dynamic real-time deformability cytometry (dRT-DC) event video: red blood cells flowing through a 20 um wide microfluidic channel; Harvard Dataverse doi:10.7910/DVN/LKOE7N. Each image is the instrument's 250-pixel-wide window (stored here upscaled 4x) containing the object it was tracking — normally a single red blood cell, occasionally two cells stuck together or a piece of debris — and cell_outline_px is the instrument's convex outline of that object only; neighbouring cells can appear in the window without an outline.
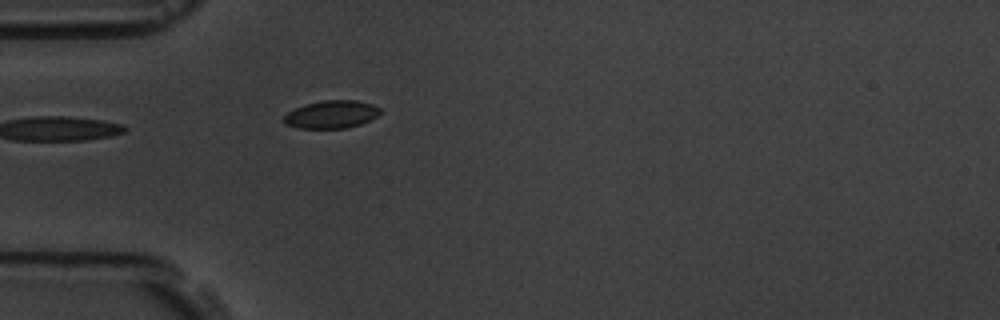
{"species": "common noctule bat (a hibernating species)", "species_latin": "Nyctalus noctula", "temperature_condition": "room temperature", "stored_images_in_passage": 5, "camera_frame_rate_fps": 3000, "um_per_image_px": 0.085, "animal": {"sex": "male", "body_mass_g": 19.5, "forearm_length_mm": 54.6}, "frame": {"image": 1, "passage_image": 5, "time_ms": 4.667, "image_size_px": [1000, 320], "cell_outline_px": [[380, 112], [376, 116], [360, 124], [348, 128], [300, 128], [284, 124], [284, 116], [288, 112], [304, 104], [324, 100], [356, 100], [372, 104], [380, 108]], "centroid_in_image_um": [28.16, 9.72], "position_along_channel_um": 56.8, "area_um2": 15.49}}